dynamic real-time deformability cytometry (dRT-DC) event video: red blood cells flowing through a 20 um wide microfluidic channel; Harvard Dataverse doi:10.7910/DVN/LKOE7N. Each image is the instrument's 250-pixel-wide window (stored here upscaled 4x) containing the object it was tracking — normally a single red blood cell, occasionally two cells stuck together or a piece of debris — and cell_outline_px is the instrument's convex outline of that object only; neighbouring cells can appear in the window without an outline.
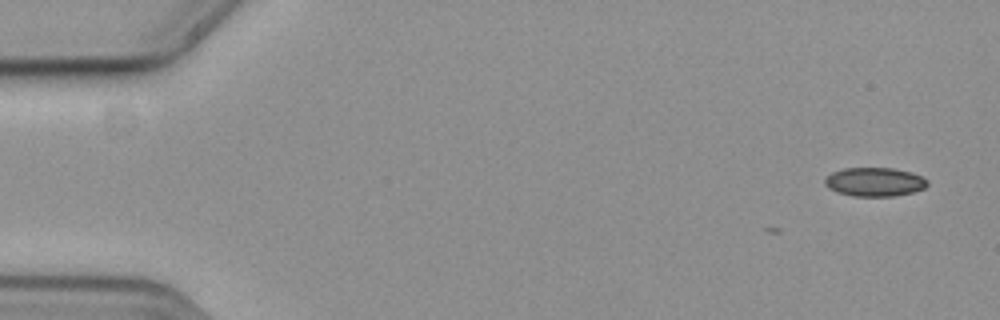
{"species": "common noctule bat (a hibernating species)", "species_latin": "Nyctalus noctula", "temperature_condition": "cold", "stored_images_in_passage": 2, "camera_frame_rate_fps": 3000, "um_per_image_px": 0.085, "animal": {"sex": "female", "body_mass_g": 19.3, "forearm_length_mm": 54.1}, "frame": {"image": 1, "passage_image": 2, "time_ms": 0.333, "image_size_px": [1000, 320], "cell_outline_px": [[928, 184], [924, 188], [912, 192], [892, 196], [852, 196], [828, 188], [824, 184], [824, 180], [832, 172], [844, 168], [892, 168], [912, 172], [928, 180]], "centroid_in_image_um": [74.34, 15.45], "position_along_channel_um": 10.7, "area_um2": 17.11}}